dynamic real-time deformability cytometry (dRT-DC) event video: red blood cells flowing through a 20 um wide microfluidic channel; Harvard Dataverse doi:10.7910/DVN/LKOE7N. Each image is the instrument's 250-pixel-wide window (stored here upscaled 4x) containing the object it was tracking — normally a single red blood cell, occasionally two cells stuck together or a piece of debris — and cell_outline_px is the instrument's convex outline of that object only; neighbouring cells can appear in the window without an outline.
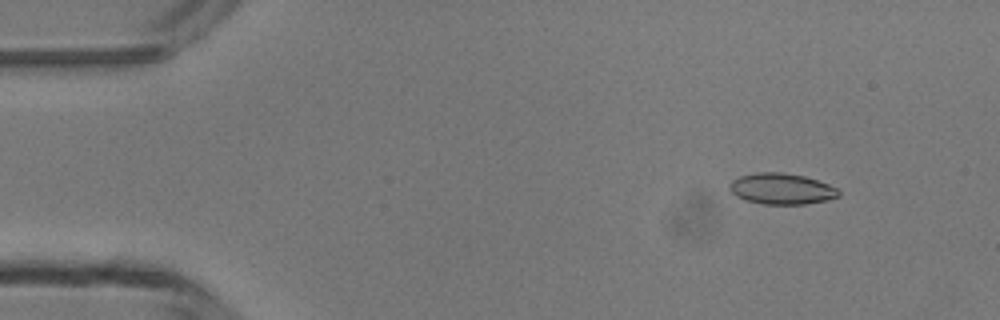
{"species": "common noctule bat (a hibernating species)", "species_latin": "Nyctalus noctula", "temperature_condition": "room temperature", "stored_images_in_passage": 4, "camera_frame_rate_fps": 3000, "um_per_image_px": 0.085, "animal": {"sex": "male", "body_mass_g": 13.3}, "frame": {"image": 1, "passage_image": 1, "time_ms": 0.0, "image_size_px": [1000, 320], "cell_outline_px": [[840, 196], [828, 200], [804, 204], [764, 204], [744, 200], [736, 196], [728, 188], [728, 184], [732, 180], [740, 176], [756, 172], [784, 172], [804, 176], [828, 184], [836, 188], [840, 192]], "centroid_in_image_um": [66.41, 16.04], "position_along_channel_um": 18.6, "area_um2": 19.83}}